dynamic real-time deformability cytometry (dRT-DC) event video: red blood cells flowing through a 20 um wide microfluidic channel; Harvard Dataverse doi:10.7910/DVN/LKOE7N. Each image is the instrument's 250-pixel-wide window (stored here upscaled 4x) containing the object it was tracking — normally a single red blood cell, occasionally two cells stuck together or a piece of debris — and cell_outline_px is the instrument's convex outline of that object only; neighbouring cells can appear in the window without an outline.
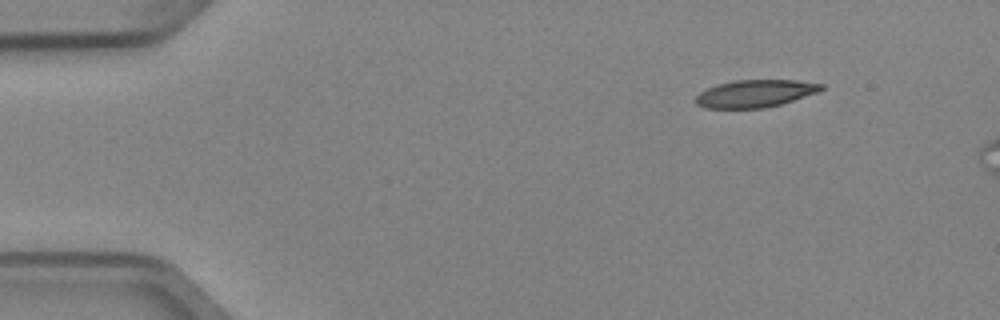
{"species": "Egyptian fruit bat (a non-hibernating species)", "species_latin": "Rousettus aegyptiacus", "temperature_condition": "cold", "stored_images_in_passage": 3, "camera_frame_rate_fps": 3000, "um_per_image_px": 0.085, "animal": {"sex": "female"}, "frame": {"image": 1, "passage_image": 1, "time_ms": 0.0, "image_size_px": [1000, 320], "cell_outline_px": [[824, 88], [816, 92], [780, 104], [764, 108], [704, 108], [696, 104], [692, 100], [700, 92], [716, 84], [736, 80], [796, 80], [824, 84]], "centroid_in_image_um": [64.13, 7.95], "position_along_channel_um": 20.9, "area_um2": 20.0}}